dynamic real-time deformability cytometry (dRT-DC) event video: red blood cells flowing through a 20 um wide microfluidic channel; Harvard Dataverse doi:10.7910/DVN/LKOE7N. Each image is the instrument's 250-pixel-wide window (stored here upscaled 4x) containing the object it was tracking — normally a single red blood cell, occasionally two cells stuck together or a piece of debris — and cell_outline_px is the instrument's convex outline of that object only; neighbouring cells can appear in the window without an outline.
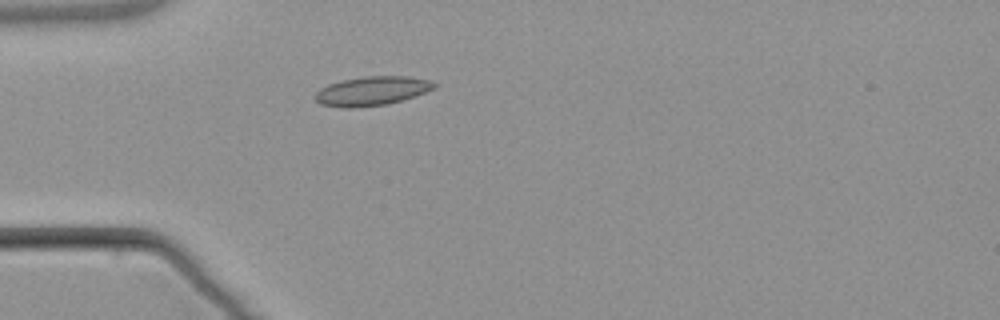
{"species": "common noctule bat (a hibernating species)", "species_latin": "Nyctalus noctula", "temperature_condition": "warm", "stored_images_in_passage": 1, "camera_frame_rate_fps": 3000, "um_per_image_px": 0.085, "animal": {"sex": "male", "body_mass_g": 21.5, "forearm_length_mm": 52.0}, "frame": {"image": 1, "passage_image": 1, "time_ms": 0.0, "image_size_px": [1000, 320], "cell_outline_px": [[436, 88], [404, 100], [388, 104], [352, 108], [344, 108], [320, 104], [312, 96], [320, 88], [328, 84], [344, 80], [364, 76], [408, 76], [428, 80], [436, 84]], "centroid_in_image_um": [31.59, 7.74], "position_along_channel_um": 53.4, "area_um2": 20.29}}